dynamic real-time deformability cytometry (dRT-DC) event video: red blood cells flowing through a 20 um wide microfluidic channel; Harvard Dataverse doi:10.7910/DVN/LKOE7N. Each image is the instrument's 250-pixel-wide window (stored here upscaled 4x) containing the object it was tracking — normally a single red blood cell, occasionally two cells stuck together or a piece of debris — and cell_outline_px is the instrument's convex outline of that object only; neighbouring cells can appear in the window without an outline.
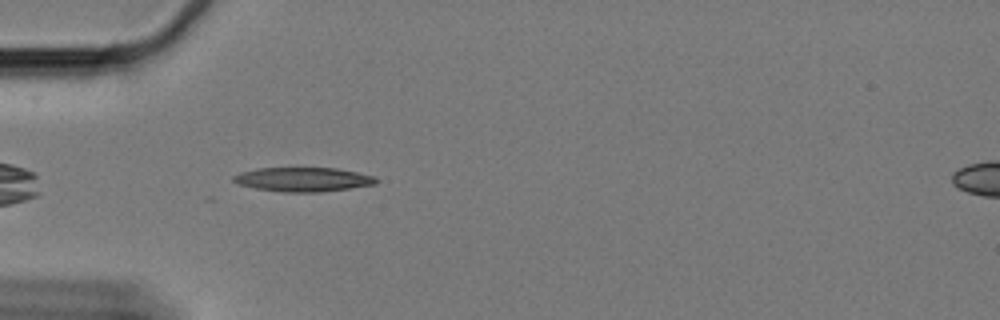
{"species": "Egyptian fruit bat (a non-hibernating species)", "species_latin": "Rousettus aegyptiacus", "temperature_condition": "cold", "stored_images_in_passage": 47, "camera_frame_rate_fps": 3000, "um_per_image_px": 0.085, "animal": {"sex": "female"}, "frame": {"image": 1, "passage_image": 5, "time_ms": 1.333, "image_size_px": [1000, 320], "cell_outline_px": [[376, 184], [320, 192], [284, 192], [256, 188], [240, 184], [232, 180], [232, 176], [240, 172], [256, 168], [336, 168], [356, 172], [372, 176], [376, 180]], "centroid_in_image_um": [25.71, 15.25], "position_along_channel_um": 59.3, "area_um2": 19.83}}
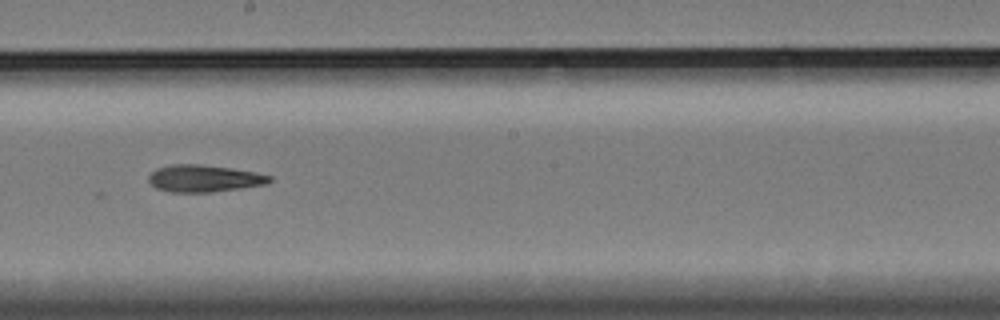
{"frame": {"image": 2, "passage_image": 21, "time_ms": 6.667, "image_size_px": [1000, 320], "cell_outline_px": [[272, 180], [264, 184], [240, 188], [212, 192], [168, 192], [156, 188], [148, 180], [148, 176], [152, 172], [160, 168], [172, 164], [196, 164], [232, 168], [256, 172], [272, 176]], "centroid_in_image_um": [17.35, 15.17], "position_along_channel_um": 230.9, "area_um2": 18.9}}
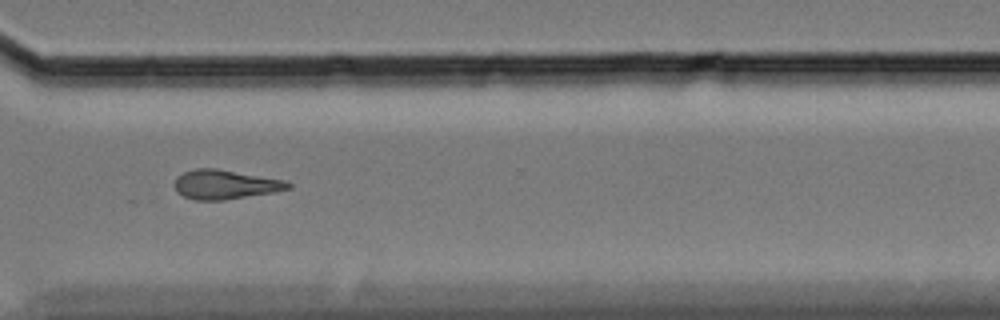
{"frame": {"image": 3, "passage_image": 32, "time_ms": 10.333, "image_size_px": [1000, 320], "cell_outline_px": [[292, 188], [272, 192], [224, 200], [196, 200], [184, 196], [176, 192], [176, 180], [184, 172], [196, 168], [216, 168], [284, 180], [292, 184]], "centroid_in_image_um": [19.15, 15.68], "position_along_channel_um": 351.4, "area_um2": 19.07}}